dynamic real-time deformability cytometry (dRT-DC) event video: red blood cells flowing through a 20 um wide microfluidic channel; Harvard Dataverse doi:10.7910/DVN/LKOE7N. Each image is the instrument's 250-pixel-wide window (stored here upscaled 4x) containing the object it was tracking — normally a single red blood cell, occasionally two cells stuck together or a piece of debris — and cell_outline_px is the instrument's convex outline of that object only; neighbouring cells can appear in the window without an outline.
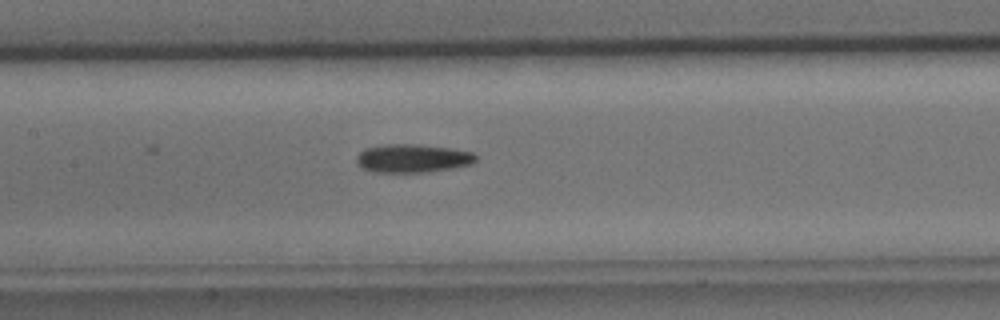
{"species": "common noctule bat (a hibernating species)", "species_latin": "Nyctalus noctula", "temperature_condition": "cold", "stored_images_in_passage": 26, "camera_frame_rate_fps": 3000, "um_per_image_px": 0.085, "animal": {"sex": "male", "body_mass_g": 15.6}, "frame": {"image": 1, "passage_image": 22, "time_ms": 7.0, "image_size_px": [1000, 320], "cell_outline_px": [[476, 160], [472, 164], [452, 168], [428, 172], [372, 172], [360, 168], [356, 160], [356, 156], [364, 148], [388, 144], [416, 144], [448, 148], [472, 152], [476, 156]], "centroid_in_image_um": [35.03, 13.46], "position_along_channel_um": 172.4, "area_um2": 19.77}}